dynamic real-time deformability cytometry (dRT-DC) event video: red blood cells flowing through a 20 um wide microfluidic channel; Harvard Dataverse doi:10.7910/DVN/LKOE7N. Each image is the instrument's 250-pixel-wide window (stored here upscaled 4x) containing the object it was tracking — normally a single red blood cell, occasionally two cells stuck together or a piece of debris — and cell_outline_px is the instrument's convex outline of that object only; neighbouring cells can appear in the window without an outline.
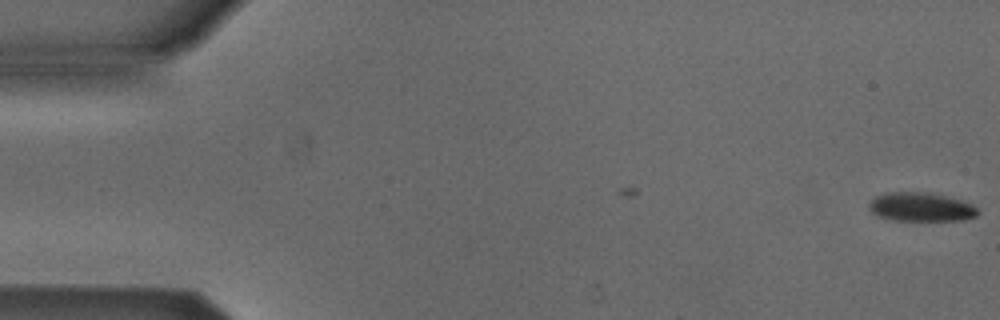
{"species": "Egyptian fruit bat (a non-hibernating species)", "species_latin": "Rousettus aegyptiacus", "temperature_condition": "cold", "stored_images_in_passage": 46, "camera_frame_rate_fps": 3000, "um_per_image_px": 0.085, "animal": {"sex": "male"}, "frame": {"image": 1, "passage_image": 1, "time_ms": 0.0, "image_size_px": [1000, 320], "cell_outline_px": [[980, 212], [976, 216], [964, 220], [896, 220], [876, 216], [868, 208], [868, 204], [876, 196], [884, 192], [928, 192], [960, 200], [972, 204]], "centroid_in_image_um": [78.26, 17.59], "position_along_channel_um": 6.7, "area_um2": 18.26}}
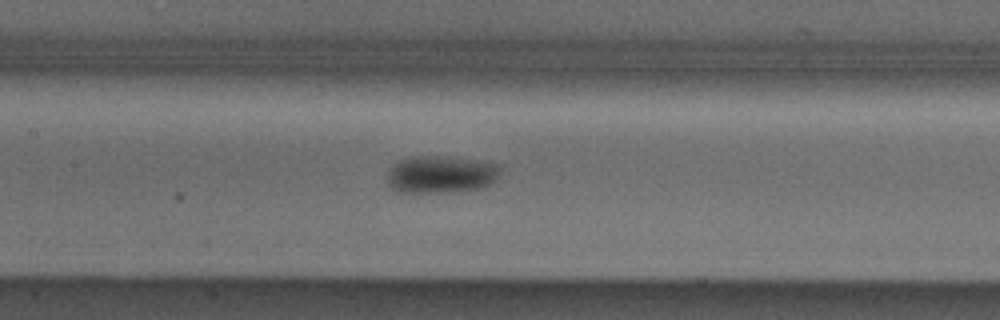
{"frame": {"image": 2, "passage_image": 25, "time_ms": 8.0, "image_size_px": [1000, 320], "cell_outline_px": [[500, 172], [496, 180], [492, 184], [484, 188], [452, 192], [396, 192], [388, 188], [388, 168], [396, 160], [412, 156], [440, 156], [476, 160], [500, 164]], "centroid_in_image_um": [37.45, 14.83], "position_along_channel_um": 169.9, "area_um2": 25.2}}
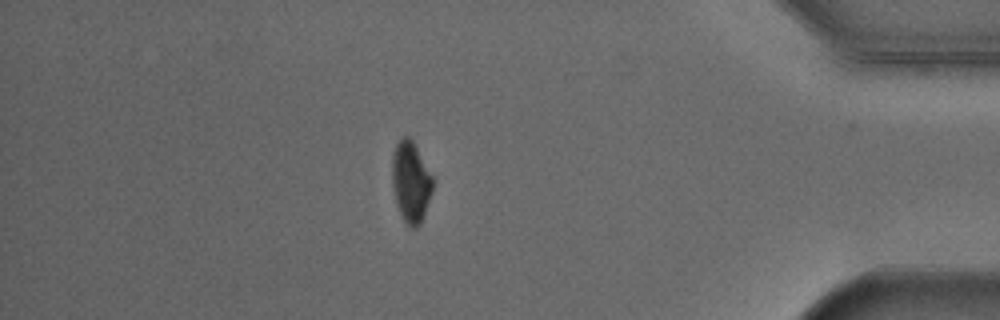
{"frame": {"image": 3, "passage_image": 46, "time_ms": 15.0, "image_size_px": [1000, 320], "cell_outline_px": [[432, 192], [420, 224], [416, 228], [412, 228], [404, 220], [396, 204], [392, 184], [392, 152], [396, 144], [404, 136], [408, 136], [412, 140], [432, 176]], "centroid_in_image_um": [34.9, 15.45], "position_along_channel_um": 400.3, "area_um2": 18.84}, "authors_computed_cell_mechanics": {"area_um2": 21.4727, "velocity_mm_per_s": 3.8865, "shape_relaxation_time_tau1_ms": 5.3408, "shape_relaxation_time_tau2_ms": null, "deformation_change_tau1": 0.095, "deformation_change_tau2": null}}